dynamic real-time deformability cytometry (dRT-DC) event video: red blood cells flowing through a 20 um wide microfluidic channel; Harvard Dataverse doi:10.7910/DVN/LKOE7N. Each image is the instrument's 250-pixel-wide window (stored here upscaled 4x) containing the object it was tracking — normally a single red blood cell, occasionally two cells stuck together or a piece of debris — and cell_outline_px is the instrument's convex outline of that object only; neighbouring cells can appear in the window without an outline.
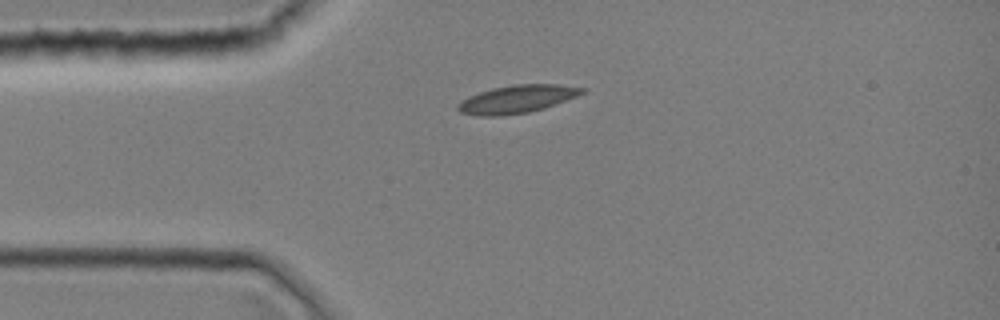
{"species": "common noctule bat (a hibernating species)", "species_latin": "Nyctalus noctula", "temperature_condition": "room temperature", "stored_images_in_passage": 1, "camera_frame_rate_fps": 3000, "um_per_image_px": 0.085, "animal": {"sex": "female", "body_mass_g": 19.0, "forearm_length_mm": 51.5}, "frame": {"image": 1, "passage_image": 1, "time_ms": 0.0, "image_size_px": [1000, 320], "cell_outline_px": [[588, 88], [584, 92], [576, 96], [544, 108], [528, 112], [500, 116], [476, 116], [460, 112], [456, 108], [456, 104], [468, 96], [492, 88], [512, 84], [556, 84]], "centroid_in_image_um": [43.9, 8.42], "position_along_channel_um": 41.1, "area_um2": 20.23}}